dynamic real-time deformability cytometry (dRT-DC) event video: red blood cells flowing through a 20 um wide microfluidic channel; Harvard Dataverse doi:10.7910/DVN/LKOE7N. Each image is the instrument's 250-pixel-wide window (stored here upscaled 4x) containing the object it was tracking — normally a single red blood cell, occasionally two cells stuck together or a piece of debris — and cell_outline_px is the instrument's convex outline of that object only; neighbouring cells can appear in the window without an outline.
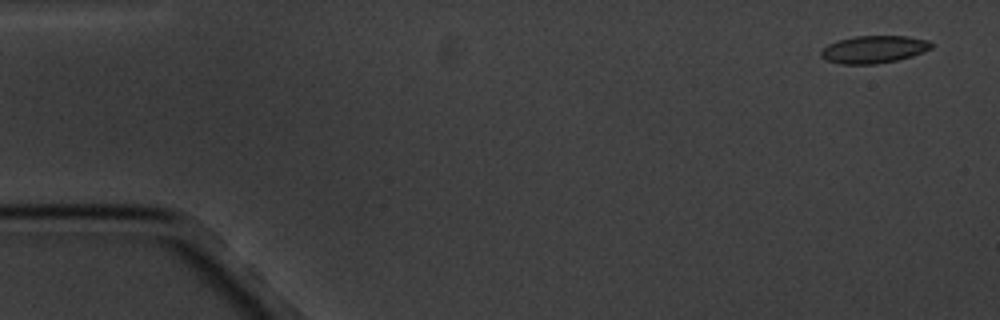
{"species": "common noctule bat (a hibernating species)", "species_latin": "Nyctalus noctula", "temperature_condition": "cold", "stored_images_in_passage": 4, "camera_frame_rate_fps": 3000, "um_per_image_px": 0.085, "animal": {"sex": "male", "body_mass_g": 20.1, "forearm_length_mm": 53.5}, "frame": {"image": 1, "passage_image": 1, "time_ms": 0.0, "image_size_px": [1000, 320], "cell_outline_px": [[932, 48], [912, 56], [896, 60], [876, 64], [840, 64], [828, 60], [820, 56], [820, 52], [828, 44], [836, 40], [856, 36], [908, 36], [928, 40], [932, 44]], "centroid_in_image_um": [74.26, 4.19], "position_along_channel_um": 10.7, "area_um2": 17.63}}